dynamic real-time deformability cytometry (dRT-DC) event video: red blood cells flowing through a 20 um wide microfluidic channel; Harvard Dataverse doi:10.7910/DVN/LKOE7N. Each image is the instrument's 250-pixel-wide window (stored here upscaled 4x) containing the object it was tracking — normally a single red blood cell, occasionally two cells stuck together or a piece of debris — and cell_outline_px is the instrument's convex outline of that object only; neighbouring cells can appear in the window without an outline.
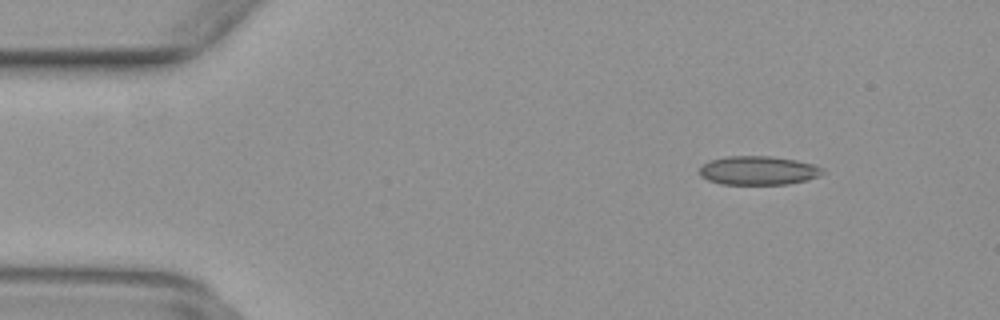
{"species": "common noctule bat (a hibernating species)", "species_latin": "Nyctalus noctula", "temperature_condition": "warm", "stored_images_in_passage": 44, "camera_frame_rate_fps": 3000, "um_per_image_px": 0.085, "animal": {"sex": "female", "body_mass_g": 29.2, "forearm_length_mm": 56.3}, "frame": {"image": 1, "passage_image": 1, "time_ms": 0.0, "image_size_px": [1000, 320], "cell_outline_px": [[824, 172], [820, 176], [808, 180], [788, 184], [720, 184], [708, 180], [700, 176], [700, 168], [708, 160], [728, 156], [772, 156], [796, 160], [812, 164], [820, 168]], "centroid_in_image_um": [64.44, 14.49], "position_along_channel_um": 20.6, "area_um2": 20.69}}
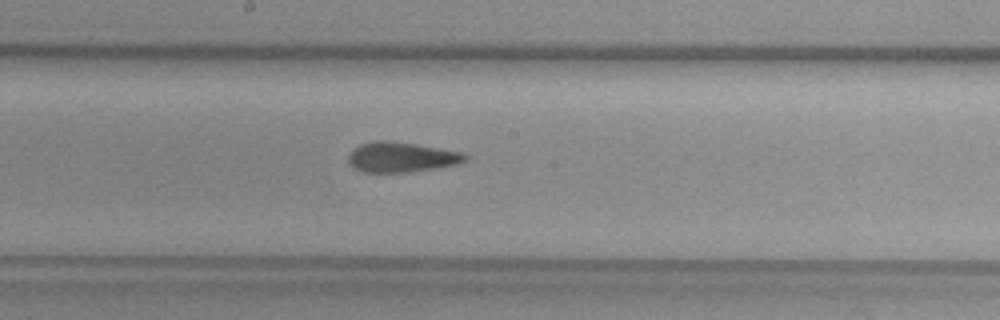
{"frame": {"image": 2, "passage_image": 21, "time_ms": 6.667, "image_size_px": [1000, 320], "cell_outline_px": [[468, 160], [456, 164], [436, 168], [408, 172], [364, 172], [352, 168], [348, 164], [348, 156], [352, 148], [360, 144], [372, 140], [388, 140], [416, 144], [460, 152], [468, 156]], "centroid_in_image_um": [34.05, 13.35], "position_along_channel_um": 214.2, "area_um2": 20.63}}
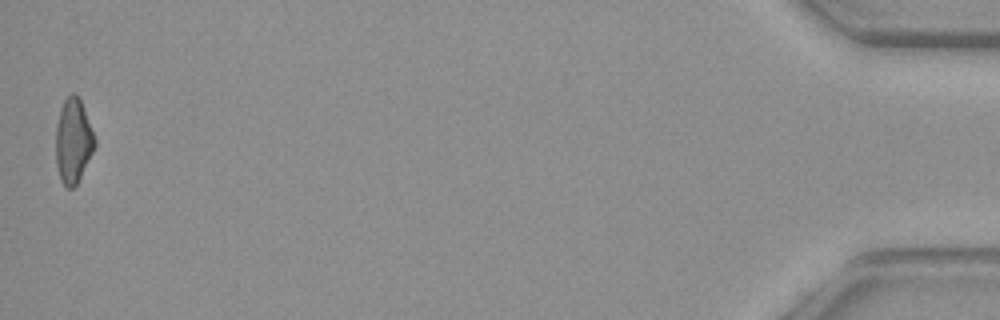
{"frame": {"image": 3, "passage_image": 44, "time_ms": 14.333, "image_size_px": [1000, 320], "cell_outline_px": [[96, 144], [76, 184], [72, 188], [64, 188], [60, 180], [56, 164], [56, 124], [60, 108], [64, 100], [72, 92], [76, 92], [80, 96], [96, 140]], "centroid_in_image_um": [6.21, 11.93], "position_along_channel_um": 429.0, "area_um2": 19.31}}